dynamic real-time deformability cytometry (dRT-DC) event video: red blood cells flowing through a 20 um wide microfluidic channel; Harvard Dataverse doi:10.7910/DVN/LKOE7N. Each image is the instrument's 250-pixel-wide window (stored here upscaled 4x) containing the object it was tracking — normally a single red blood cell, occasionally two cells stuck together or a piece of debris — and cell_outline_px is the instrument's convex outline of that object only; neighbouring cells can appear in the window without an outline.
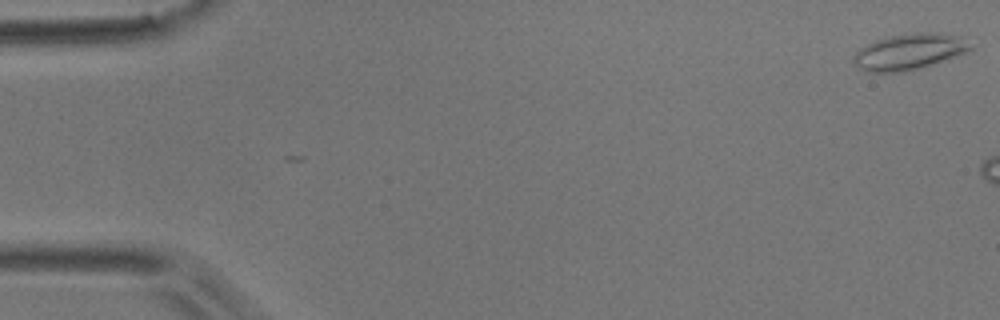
{"species": "common noctule bat (a hibernating species)", "species_latin": "Nyctalus noctula", "temperature_condition": "room temperature", "stored_images_in_passage": 6, "camera_frame_rate_fps": 3000, "um_per_image_px": 0.085, "animal": {"sex": "male", "body_mass_g": 17.9}, "frame": {"image": 1, "passage_image": 1, "time_ms": 0.0, "image_size_px": [1000, 320], "cell_outline_px": [[972, 48], [968, 52], [920, 68], [904, 72], [864, 72], [852, 60], [852, 56], [860, 48], [876, 40], [888, 36], [912, 32], [936, 32], [964, 36]], "centroid_in_image_um": [77.3, 4.38], "position_along_channel_um": 7.7, "area_um2": 24.74}}